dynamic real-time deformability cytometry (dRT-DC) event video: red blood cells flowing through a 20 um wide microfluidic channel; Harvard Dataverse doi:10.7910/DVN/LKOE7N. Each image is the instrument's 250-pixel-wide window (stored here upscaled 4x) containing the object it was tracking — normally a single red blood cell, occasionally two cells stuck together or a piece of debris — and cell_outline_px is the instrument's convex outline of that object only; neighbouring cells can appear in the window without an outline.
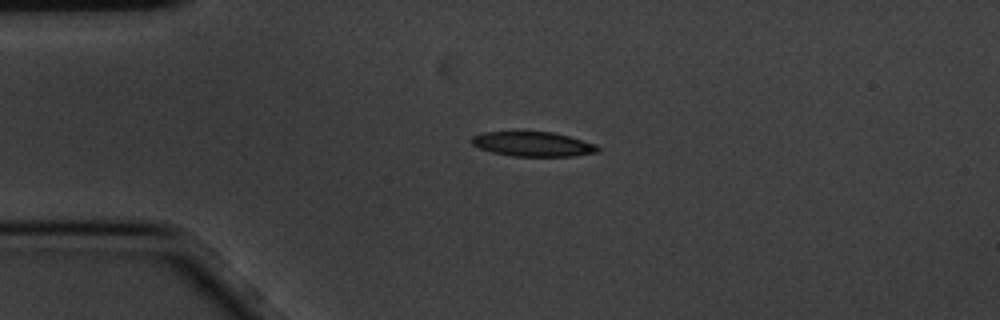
{"species": "common noctule bat (a hibernating species)", "species_latin": "Nyctalus noctula", "temperature_condition": "cold", "stored_images_in_passage": 4, "camera_frame_rate_fps": 3000, "um_per_image_px": 0.085, "animal": {"sex": "male", "body_mass_g": 20.1, "forearm_length_mm": 53.5}, "frame": {"image": 1, "passage_image": 3, "time_ms": 0.667, "image_size_px": [1000, 320], "cell_outline_px": [[600, 148], [596, 152], [572, 156], [512, 156], [492, 152], [480, 148], [472, 144], [472, 136], [484, 132], [552, 132], [568, 136], [596, 144]], "centroid_in_image_um": [45.29, 12.25], "position_along_channel_um": 39.7, "area_um2": 17.86}}